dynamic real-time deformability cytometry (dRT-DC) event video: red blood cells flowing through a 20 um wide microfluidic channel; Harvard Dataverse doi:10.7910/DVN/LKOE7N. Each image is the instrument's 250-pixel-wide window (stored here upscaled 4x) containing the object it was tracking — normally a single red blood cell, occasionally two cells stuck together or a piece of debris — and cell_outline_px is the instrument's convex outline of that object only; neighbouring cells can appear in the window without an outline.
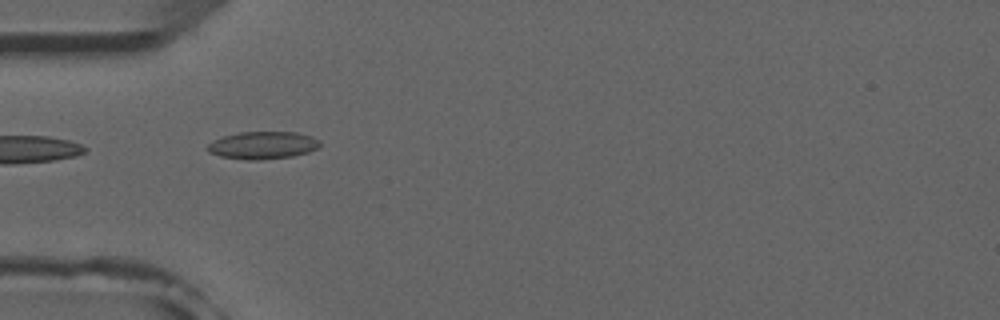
{"species": "common noctule bat (a hibernating species)", "species_latin": "Nyctalus noctula", "temperature_condition": "room temperature", "stored_images_in_passage": 7, "camera_frame_rate_fps": 3000, "um_per_image_px": 0.085, "animal": {"sex": "male", "forearm_length_mm": 52.5}, "frame": {"image": 1, "passage_image": 5, "time_ms": 4.667, "image_size_px": [1000, 320], "cell_outline_px": [[320, 148], [308, 152], [292, 156], [260, 160], [248, 160], [220, 156], [208, 152], [208, 144], [212, 140], [224, 136], [240, 132], [296, 132], [312, 136], [320, 140]], "centroid_in_image_um": [22.36, 12.34], "position_along_channel_um": 62.6, "area_um2": 18.09}}
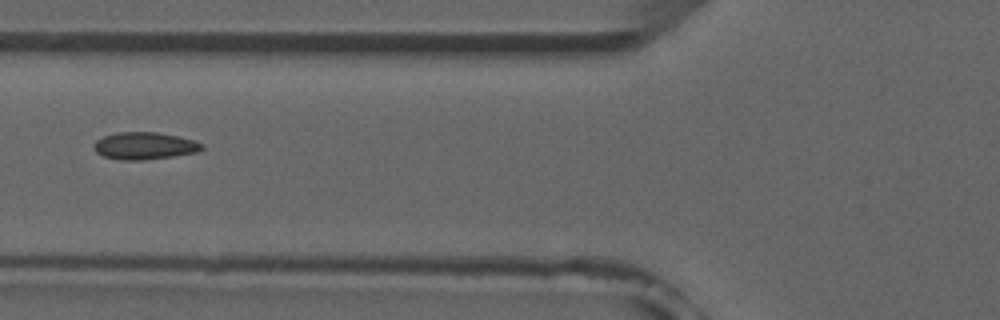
{"frame": {"image": 2, "passage_image": 6, "time_ms": 6.0, "image_size_px": [1000, 320], "cell_outline_px": [[204, 148], [196, 152], [172, 156], [144, 160], [120, 160], [104, 156], [96, 152], [92, 148], [96, 140], [104, 136], [116, 132], [156, 132], [176, 136], [192, 140], [204, 144]], "centroid_in_image_um": [12.25, 12.39], "position_along_channel_um": 113.6, "area_um2": 17.05}}
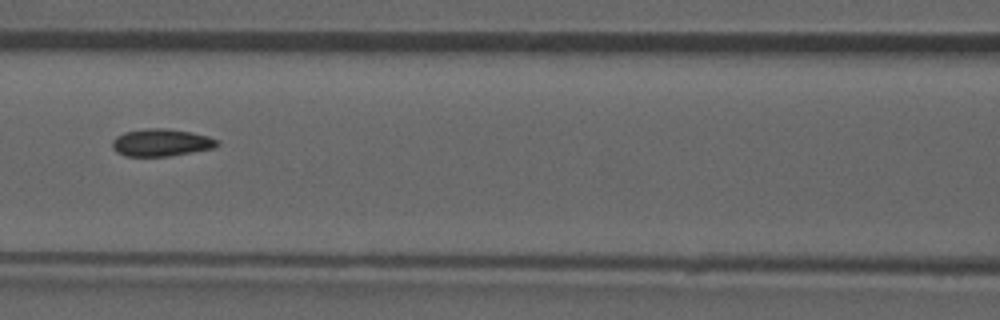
{"frame": {"image": 3, "passage_image": 7, "time_ms": 7.0, "image_size_px": [1000, 320], "cell_outline_px": [[220, 144], [212, 148], [192, 152], [168, 156], [124, 156], [116, 152], [112, 148], [112, 140], [116, 136], [124, 132], [148, 128], [168, 128], [192, 132], [208, 136], [220, 140]], "centroid_in_image_um": [13.7, 12.11], "position_along_channel_um": 152.9, "area_um2": 16.88}}